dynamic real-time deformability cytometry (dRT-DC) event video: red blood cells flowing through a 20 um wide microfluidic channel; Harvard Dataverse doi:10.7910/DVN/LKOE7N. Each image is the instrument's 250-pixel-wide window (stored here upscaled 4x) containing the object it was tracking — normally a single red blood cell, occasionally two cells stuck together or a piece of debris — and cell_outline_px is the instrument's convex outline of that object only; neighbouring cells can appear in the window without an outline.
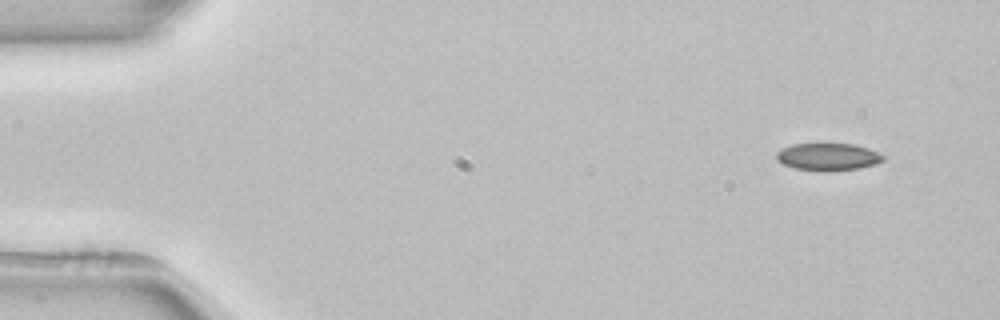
{"species": "common noctule bat (a hibernating species)", "species_latin": "Nyctalus noctula", "temperature_condition": "room temperature", "stored_images_in_passage": 4, "camera_frame_rate_fps": 3000, "um_per_image_px": 0.085, "animal": {"sex": "female", "body_mass_g": 22.7, "forearm_length_mm": 54.2}, "frame": {"image": 1, "passage_image": 1, "time_ms": 0.0, "image_size_px": [1000, 320], "cell_outline_px": [[888, 156], [884, 160], [876, 164], [860, 168], [828, 172], [824, 172], [796, 168], [784, 164], [776, 160], [776, 152], [792, 144], [852, 144], [868, 148], [880, 152]], "centroid_in_image_um": [70.44, 13.34], "position_along_channel_um": 14.6, "area_um2": 17.22}}
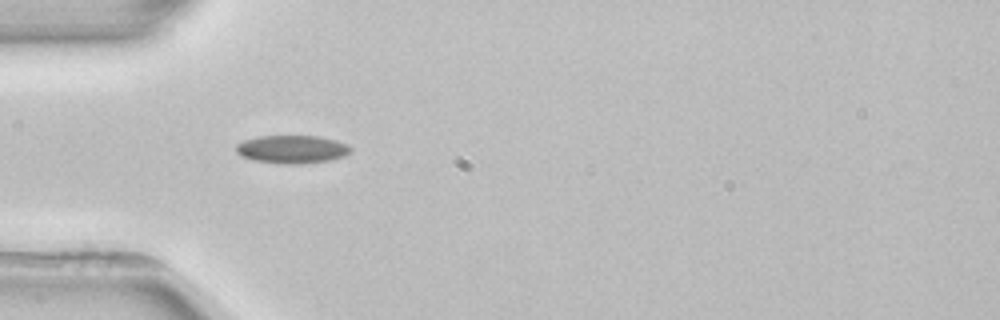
{"frame": {"image": 2, "passage_image": 3, "time_ms": 4.0, "image_size_px": [1000, 320], "cell_outline_px": [[352, 152], [344, 156], [328, 160], [304, 164], [284, 164], [252, 160], [240, 156], [236, 152], [236, 144], [244, 140], [260, 136], [320, 136], [336, 140], [352, 148]], "centroid_in_image_um": [24.81, 12.69], "position_along_channel_um": 60.2, "area_um2": 18.84}}